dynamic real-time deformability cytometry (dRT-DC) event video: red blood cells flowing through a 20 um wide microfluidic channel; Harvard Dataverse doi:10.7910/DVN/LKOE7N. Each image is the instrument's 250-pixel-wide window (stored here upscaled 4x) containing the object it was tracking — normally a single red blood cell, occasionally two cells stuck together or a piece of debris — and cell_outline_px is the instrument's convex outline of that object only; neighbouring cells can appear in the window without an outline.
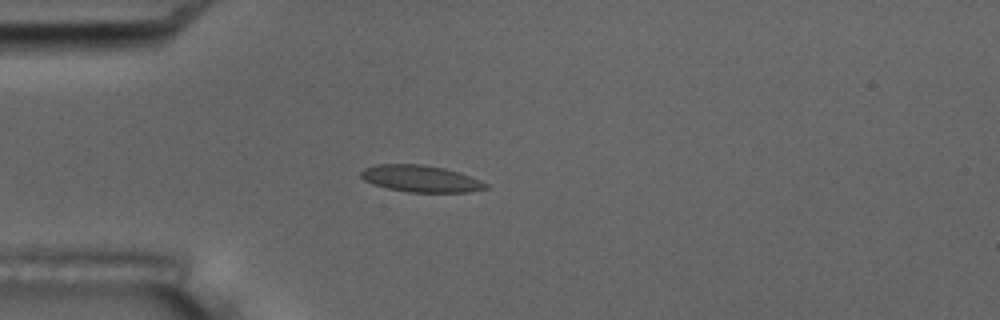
{"species": "common noctule bat (a hibernating species)", "species_latin": "Nyctalus noctula", "temperature_condition": "room temperature", "stored_images_in_passage": 5, "camera_frame_rate_fps": 3000, "um_per_image_px": 0.085, "animal": {"sex": "male", "body_mass_g": 17.5, "forearm_length_mm": 52.3}, "frame": {"image": 1, "passage_image": 4, "time_ms": 1.0, "image_size_px": [1000, 320], "cell_outline_px": [[488, 188], [468, 192], [408, 192], [388, 188], [372, 184], [364, 180], [360, 176], [360, 172], [364, 168], [376, 164], [424, 164], [444, 168], [480, 180], [488, 184]], "centroid_in_image_um": [35.72, 15.18], "position_along_channel_um": 49.3, "area_um2": 19.36}}